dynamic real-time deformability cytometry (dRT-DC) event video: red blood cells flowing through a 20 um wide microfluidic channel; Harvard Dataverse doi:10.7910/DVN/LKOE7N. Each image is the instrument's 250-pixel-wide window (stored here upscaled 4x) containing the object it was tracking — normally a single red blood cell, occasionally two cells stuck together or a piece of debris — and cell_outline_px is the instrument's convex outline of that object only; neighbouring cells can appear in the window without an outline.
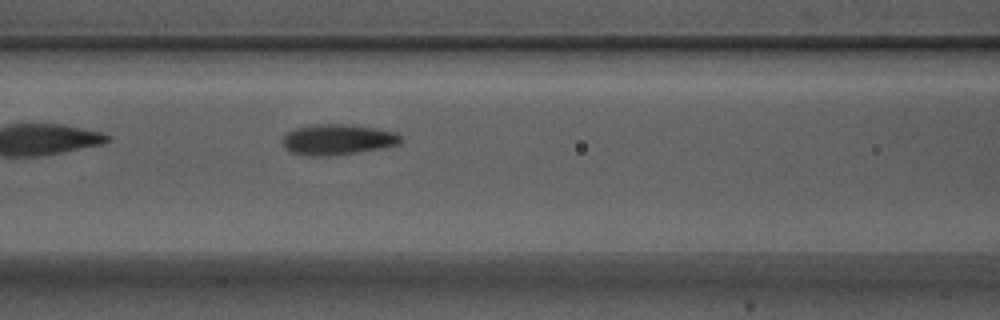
{"species": "Egyptian fruit bat (a non-hibernating species)", "species_latin": "Rousettus aegyptiacus", "temperature_condition": "warm", "stored_images_in_passage": 7, "camera_frame_rate_fps": 3000, "um_per_image_px": 0.085, "animal": {"sex": "male"}, "frame": {"image": 1, "passage_image": 7, "time_ms": 2.0, "image_size_px": [1000, 320], "cell_outline_px": [[404, 140], [396, 144], [380, 148], [356, 152], [328, 156], [308, 156], [292, 152], [284, 148], [284, 136], [292, 128], [312, 124], [344, 124], [372, 128], [396, 132]], "centroid_in_image_um": [28.65, 11.85], "position_along_channel_um": 137.9, "area_um2": 20.87}}